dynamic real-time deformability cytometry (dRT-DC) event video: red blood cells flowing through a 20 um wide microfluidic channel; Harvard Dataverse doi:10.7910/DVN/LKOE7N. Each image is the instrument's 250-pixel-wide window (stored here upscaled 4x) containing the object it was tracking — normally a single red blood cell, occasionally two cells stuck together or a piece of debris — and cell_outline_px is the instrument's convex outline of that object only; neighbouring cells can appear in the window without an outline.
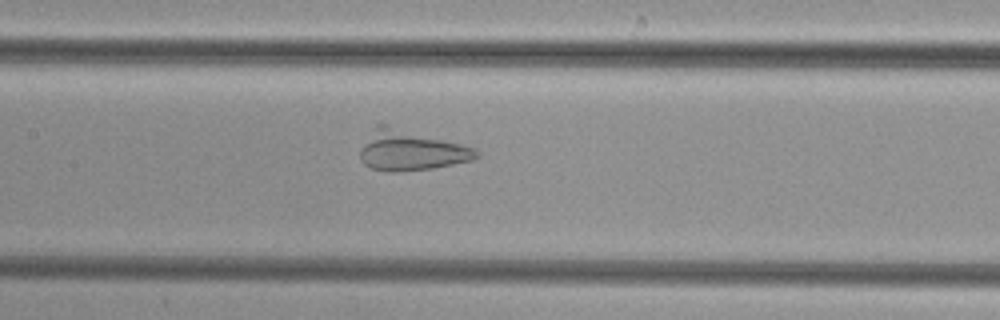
{"species": "common noctule bat (a hibernating species)", "species_latin": "Nyctalus noctula", "temperature_condition": "cold", "stored_images_in_passage": 40, "camera_frame_rate_fps": 3000, "um_per_image_px": 0.085, "animal": {"sex": "female", "body_mass_g": 29.2, "forearm_length_mm": 56.3}, "frame": {"image": 1, "passage_image": 24, "time_ms": 7.667, "image_size_px": [1000, 320], "cell_outline_px": [[480, 156], [472, 160], [432, 168], [400, 172], [388, 172], [372, 168], [364, 164], [360, 160], [360, 152], [376, 124], [388, 124], [460, 144], [472, 148], [480, 152]], "centroid_in_image_um": [34.91, 12.79], "position_along_channel_um": 172.5, "area_um2": 26.93}}
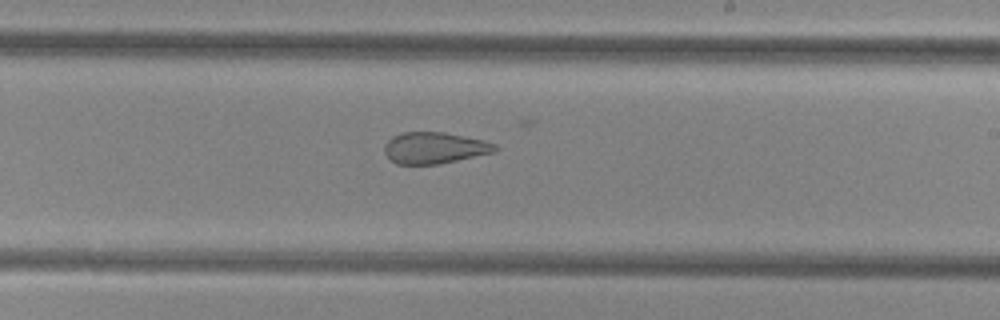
{"frame": {"image": 2, "passage_image": 30, "time_ms": 9.667, "image_size_px": [1000, 320], "cell_outline_px": [[496, 152], [440, 164], [396, 164], [384, 152], [384, 144], [392, 136], [404, 132], [444, 132], [484, 140], [496, 144]], "centroid_in_image_um": [36.94, 12.57], "position_along_channel_um": 252.1, "area_um2": 20.29}}
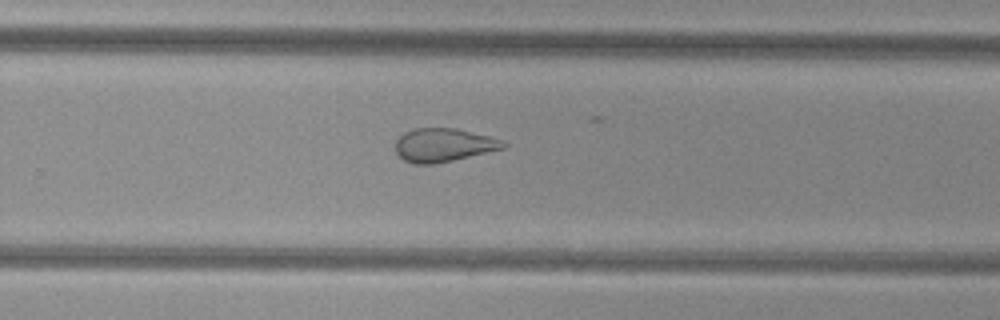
{"frame": {"image": 3, "passage_image": 33, "time_ms": 10.667, "image_size_px": [1000, 320], "cell_outline_px": [[508, 144], [504, 148], [452, 160], [432, 164], [416, 164], [404, 160], [396, 152], [396, 140], [404, 132], [416, 128], [456, 128], [488, 136], [500, 140]], "centroid_in_image_um": [37.67, 12.32], "position_along_channel_um": 292.1, "area_um2": 20.69}}